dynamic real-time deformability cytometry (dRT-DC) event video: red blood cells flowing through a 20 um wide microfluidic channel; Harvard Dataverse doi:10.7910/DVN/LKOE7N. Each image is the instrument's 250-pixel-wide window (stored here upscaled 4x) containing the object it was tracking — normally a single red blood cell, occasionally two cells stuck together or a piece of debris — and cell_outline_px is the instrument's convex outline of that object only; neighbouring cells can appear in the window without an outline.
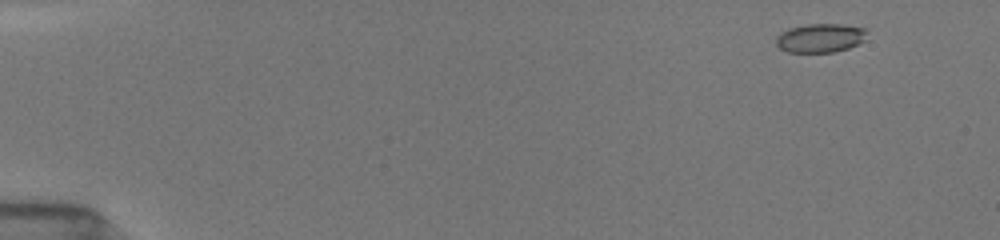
{"species": "common noctule bat (a hibernating species)", "species_latin": "Nyctalus noctula", "temperature_condition": "room temperature", "stored_images_in_passage": 51, "camera_frame_rate_fps": 3000, "um_per_image_px": 0.085, "animal": {"sex": "female", "body_mass_g": 19.5, "forearm_length_mm": 54.1}, "frame": {"image": 1, "passage_image": 3, "time_ms": 0.667, "image_size_px": [1000, 240], "cell_outline_px": [[868, 32], [864, 40], [848, 48], [832, 52], [788, 52], [780, 48], [776, 44], [776, 36], [780, 32], [788, 28], [808, 24], [840, 24], [868, 28]], "centroid_in_image_um": [69.72, 3.21], "position_along_channel_um": 15.3, "area_um2": 15.37}}
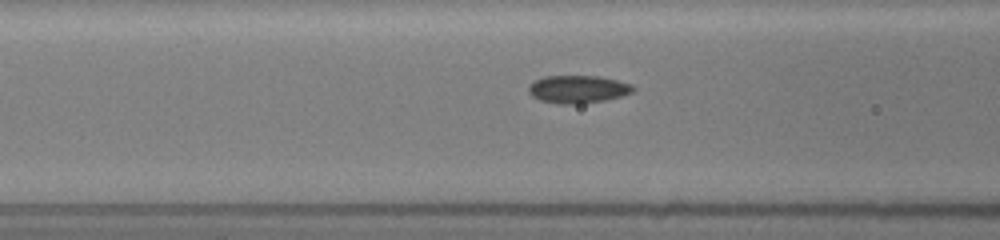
{"frame": {"image": 2, "passage_image": 21, "time_ms": 6.667, "image_size_px": [1000, 240], "cell_outline_px": [[636, 88], [632, 92], [620, 96], [604, 100], [580, 104], [556, 104], [540, 100], [532, 96], [528, 92], [528, 88], [536, 80], [544, 76], [600, 76], [632, 84]], "centroid_in_image_um": [49.12, 7.59], "position_along_channel_um": 117.5, "area_um2": 16.88}}
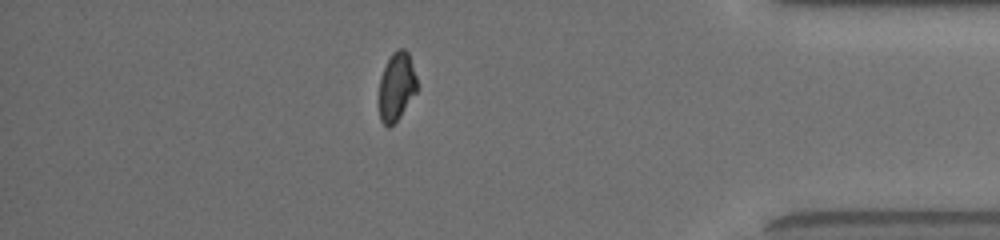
{"frame": {"image": 3, "passage_image": 45, "time_ms": 14.667, "image_size_px": [1000, 240], "cell_outline_px": [[420, 88], [400, 116], [388, 128], [380, 120], [380, 76], [392, 52], [396, 48], [404, 48], [408, 52]], "centroid_in_image_um": [33.74, 7.33], "position_along_channel_um": 401.5, "area_um2": 15.2}, "authors_computed_cell_mechanics": {"area_um2": 15.9528, "velocity_mm_per_s": 3.9329, "shape_relaxation_time_tau1_ms": 3.7503, "shape_relaxation_time_tau2_ms": 1.3863, "deformation_change_tau1": 0.1151, "deformation_change_tau2": 0.0575}}